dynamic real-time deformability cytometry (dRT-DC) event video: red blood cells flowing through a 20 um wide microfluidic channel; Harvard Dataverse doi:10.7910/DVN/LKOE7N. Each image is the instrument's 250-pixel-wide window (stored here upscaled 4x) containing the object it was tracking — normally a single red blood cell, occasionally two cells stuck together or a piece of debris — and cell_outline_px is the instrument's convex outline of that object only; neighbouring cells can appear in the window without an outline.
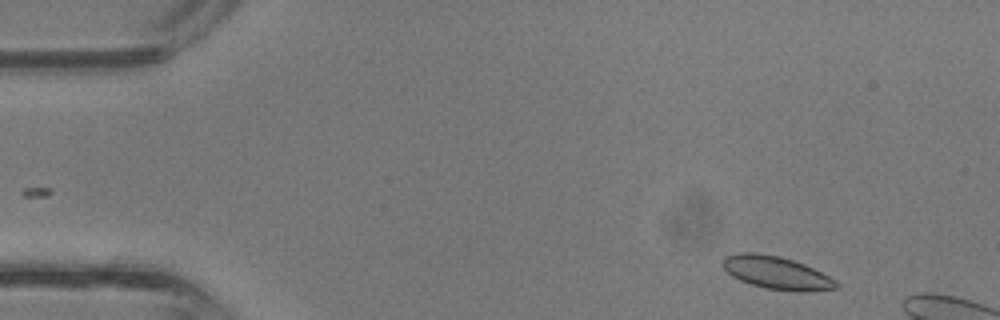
{"species": "common noctule bat (a hibernating species)", "species_latin": "Nyctalus noctula", "temperature_condition": "room temperature", "stored_images_in_passage": 7, "camera_frame_rate_fps": 3000, "um_per_image_px": 0.085, "animal": {"sex": "male", "body_mass_g": 13.3}, "frame": {"image": 1, "passage_image": 3, "time_ms": 0.667, "image_size_px": [1000, 320], "cell_outline_px": [[840, 288], [764, 288], [740, 280], [732, 276], [720, 264], [724, 256], [740, 252], [756, 252], [780, 256], [804, 264], [836, 280], [840, 284]], "centroid_in_image_um": [65.87, 23.1], "position_along_channel_um": 19.1, "area_um2": 20.69}}